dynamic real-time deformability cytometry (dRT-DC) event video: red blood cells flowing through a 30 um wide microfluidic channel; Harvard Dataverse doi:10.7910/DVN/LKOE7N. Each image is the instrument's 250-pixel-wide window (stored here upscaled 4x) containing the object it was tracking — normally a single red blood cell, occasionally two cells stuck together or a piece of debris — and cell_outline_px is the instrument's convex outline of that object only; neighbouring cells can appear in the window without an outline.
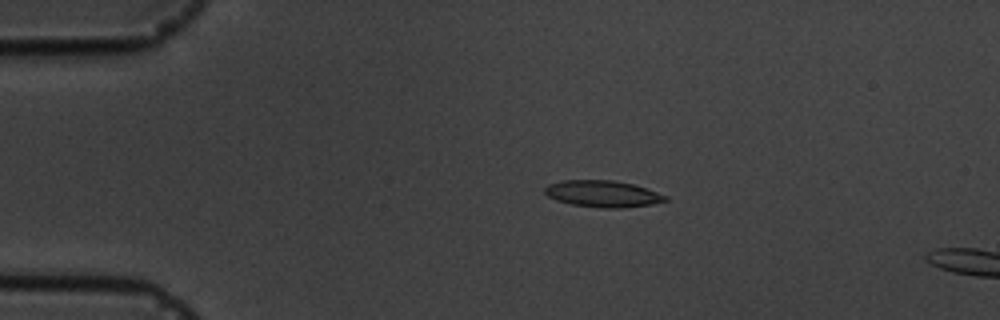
{"species": "common noctule bat (a hibernating species)", "species_latin": "Nyctalus noctula", "temperature_condition": "cold", "stored_images_in_passage": 5, "camera_frame_rate_fps": 3000, "um_per_image_px": 0.085, "animal": {"sex": "male", "body_mass_g": 19.5, "forearm_length_mm": 54.6}, "frame": {"image": 1, "passage_image": 3, "time_ms": 2.0, "image_size_px": [1000, 320], "cell_outline_px": [[668, 200], [652, 204], [624, 208], [604, 208], [572, 204], [556, 200], [548, 196], [544, 192], [544, 188], [548, 184], [564, 180], [612, 180], [632, 184], [668, 196]], "centroid_in_image_um": [51.22, 16.47], "position_along_channel_um": 33.8, "area_um2": 18.55}}